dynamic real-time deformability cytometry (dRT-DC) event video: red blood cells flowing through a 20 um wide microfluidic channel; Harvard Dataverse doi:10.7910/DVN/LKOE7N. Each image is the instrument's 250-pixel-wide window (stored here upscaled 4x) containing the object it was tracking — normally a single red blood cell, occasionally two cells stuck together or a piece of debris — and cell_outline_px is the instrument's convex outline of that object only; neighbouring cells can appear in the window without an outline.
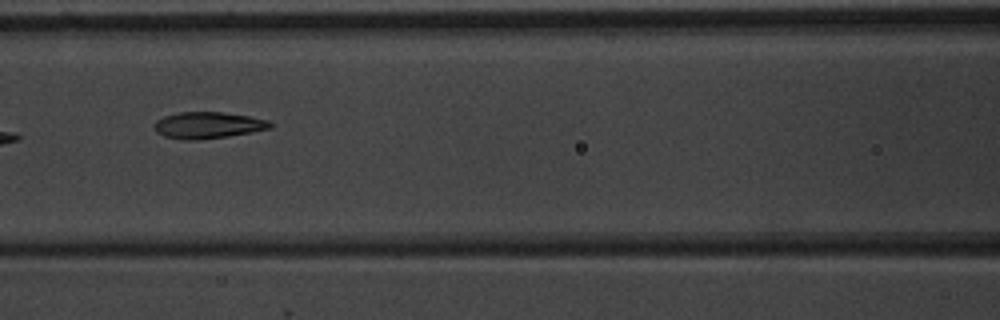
{"species": "common noctule bat (a hibernating species)", "species_latin": "Nyctalus noctula", "temperature_condition": "warm", "stored_images_in_passage": 8, "camera_frame_rate_fps": 3000, "um_per_image_px": 0.085, "animal": {"sex": "male", "body_mass_g": 20.1, "forearm_length_mm": 53.5}, "frame": {"image": 1, "passage_image": 7, "time_ms": 6.667, "image_size_px": [1000, 320], "cell_outline_px": [[276, 124], [272, 128], [252, 132], [228, 136], [196, 140], [184, 140], [164, 136], [156, 132], [152, 128], [152, 124], [156, 120], [164, 116], [180, 112], [224, 112], [248, 116], [268, 120]], "centroid_in_image_um": [17.67, 10.64], "position_along_channel_um": 148.9, "area_um2": 18.15}}
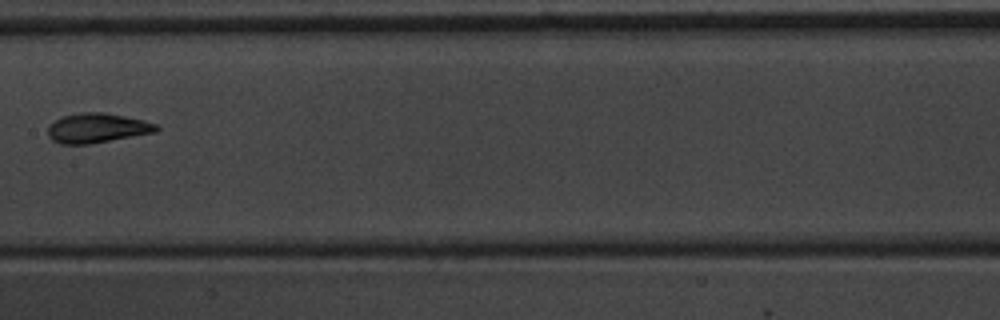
{"frame": {"image": 2, "passage_image": 8, "time_ms": 8.0, "image_size_px": [1000, 320], "cell_outline_px": [[160, 128], [156, 132], [88, 144], [60, 144], [52, 140], [48, 136], [48, 124], [64, 116], [80, 112], [104, 112], [144, 120], [160, 124]], "centroid_in_image_um": [8.27, 10.88], "position_along_channel_um": 199.1, "area_um2": 18.79}}